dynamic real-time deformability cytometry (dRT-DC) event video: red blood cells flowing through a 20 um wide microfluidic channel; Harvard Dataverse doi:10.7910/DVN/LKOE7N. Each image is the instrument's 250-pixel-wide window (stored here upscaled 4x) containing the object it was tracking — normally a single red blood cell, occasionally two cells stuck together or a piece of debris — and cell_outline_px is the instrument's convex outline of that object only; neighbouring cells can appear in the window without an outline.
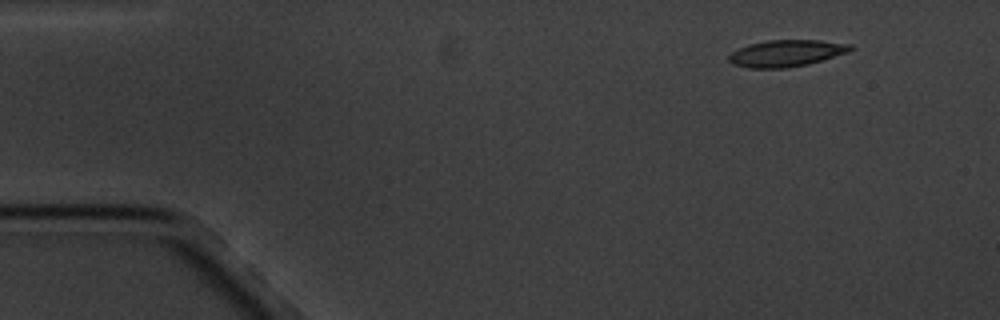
{"species": "common noctule bat (a hibernating species)", "species_latin": "Nyctalus noctula", "temperature_condition": "cold", "stored_images_in_passage": 4, "camera_frame_rate_fps": 3000, "um_per_image_px": 0.085, "animal": {"sex": "male", "body_mass_g": 20.1, "forearm_length_mm": 53.5}, "frame": {"image": 1, "passage_image": 1, "time_ms": 0.0, "image_size_px": [1000, 320], "cell_outline_px": [[852, 48], [848, 52], [808, 64], [788, 68], [748, 68], [732, 64], [728, 60], [728, 56], [732, 52], [748, 44], [768, 40], [820, 40], [852, 44]], "centroid_in_image_um": [66.81, 4.53], "position_along_channel_um": 18.2, "area_um2": 18.9}}
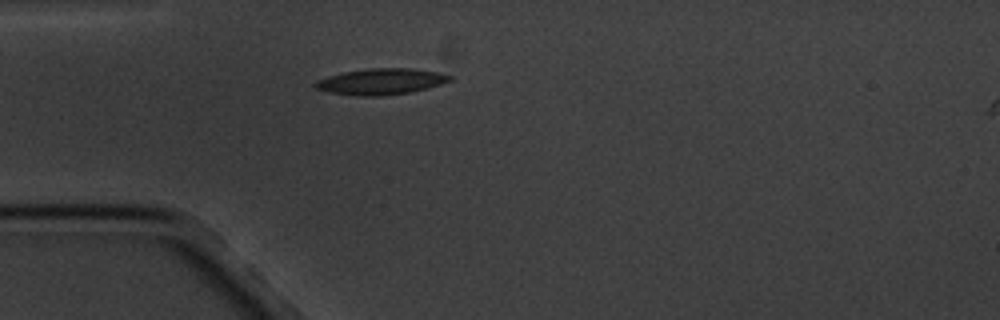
{"frame": {"image": 2, "passage_image": 4, "time_ms": 3.333, "image_size_px": [1000, 320], "cell_outline_px": [[452, 80], [428, 88], [408, 92], [384, 96], [356, 96], [328, 92], [316, 88], [312, 84], [316, 80], [328, 76], [344, 72], [368, 68], [412, 68], [440, 72], [452, 76]], "centroid_in_image_um": [32.37, 6.93], "position_along_channel_um": 52.6, "area_um2": 20.58}}